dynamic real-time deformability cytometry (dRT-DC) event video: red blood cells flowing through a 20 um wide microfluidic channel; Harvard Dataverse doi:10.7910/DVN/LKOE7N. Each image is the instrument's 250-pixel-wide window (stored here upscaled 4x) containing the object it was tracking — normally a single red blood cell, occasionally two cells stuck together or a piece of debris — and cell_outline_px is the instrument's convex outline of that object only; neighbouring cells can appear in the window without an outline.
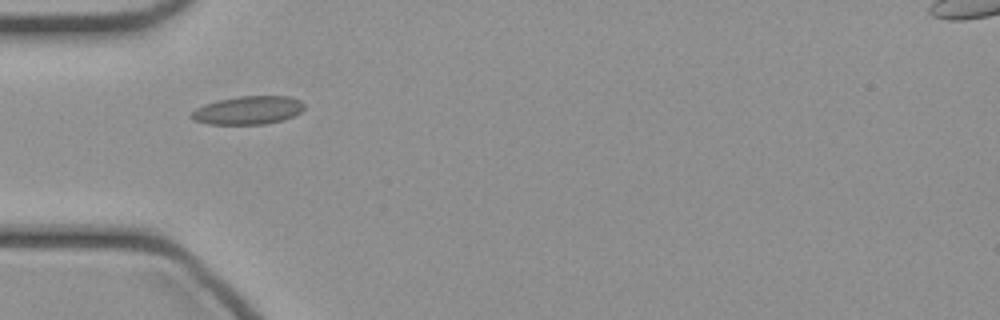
{"species": "common noctule bat (a hibernating species)", "species_latin": "Nyctalus noctula", "temperature_condition": "cold", "stored_images_in_passage": 30, "camera_frame_rate_fps": 3000, "um_per_image_px": 0.085, "animal": {"sex": "female", "body_mass_g": 21.9}, "frame": {"image": 1, "passage_image": 1, "time_ms": 0.0, "image_size_px": [1000, 320], "cell_outline_px": [[304, 108], [300, 112], [284, 120], [264, 124], [208, 124], [192, 120], [188, 116], [196, 108], [204, 104], [216, 100], [240, 96], [288, 96], [300, 100], [304, 104]], "centroid_in_image_um": [21.05, 9.37], "position_along_channel_um": 64.0, "area_um2": 18.73}}
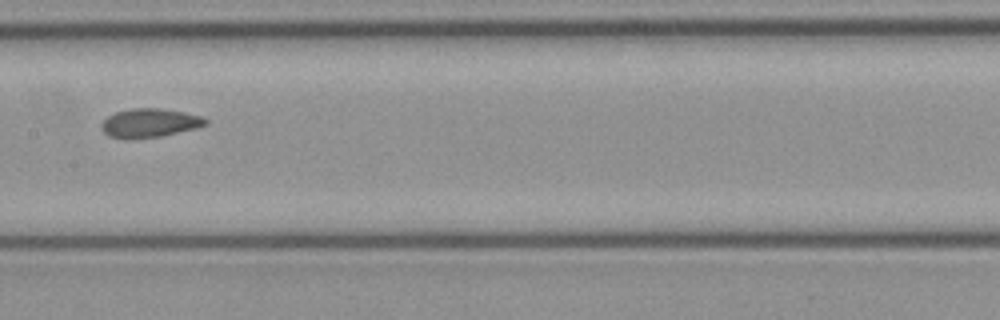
{"frame": {"image": 2, "passage_image": 10, "time_ms": 3.0, "image_size_px": [1000, 320], "cell_outline_px": [[208, 124], [196, 128], [160, 136], [108, 136], [100, 128], [100, 124], [108, 116], [116, 112], [132, 108], [160, 108], [184, 112], [200, 116], [208, 120]], "centroid_in_image_um": [12.75, 10.41], "position_along_channel_um": 194.7, "area_um2": 16.82}}
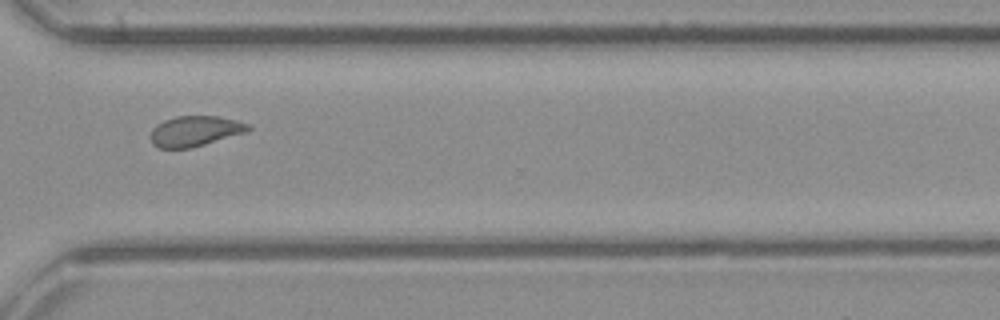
{"frame": {"image": 3, "passage_image": 21, "time_ms": 6.667, "image_size_px": [1000, 320], "cell_outline_px": [[252, 128], [248, 132], [192, 148], [160, 148], [152, 144], [152, 128], [156, 124], [164, 120], [176, 116], [216, 116], [236, 120], [248, 124]], "centroid_in_image_um": [16.6, 11.14], "position_along_channel_um": 354.0, "area_um2": 17.34}}